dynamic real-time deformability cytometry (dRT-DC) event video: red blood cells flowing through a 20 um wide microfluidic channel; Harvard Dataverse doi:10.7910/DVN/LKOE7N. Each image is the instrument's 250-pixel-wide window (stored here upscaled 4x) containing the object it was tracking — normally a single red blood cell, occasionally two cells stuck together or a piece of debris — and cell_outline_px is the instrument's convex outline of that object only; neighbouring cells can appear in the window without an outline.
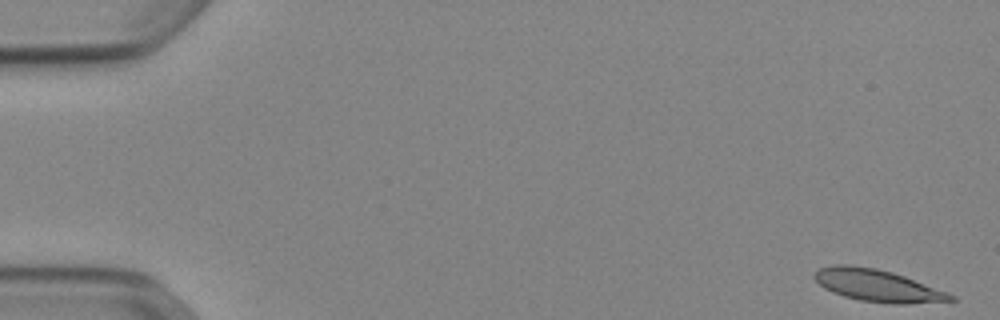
{"species": "Egyptian fruit bat (a non-hibernating species)", "species_latin": "Rousettus aegyptiacus", "temperature_condition": "cold", "stored_images_in_passage": 52, "camera_frame_rate_fps": 3000, "um_per_image_px": 0.085, "animal": {"sex": "female"}, "frame": {"image": 1, "passage_image": 1, "time_ms": 0.0, "image_size_px": [1000, 320], "cell_outline_px": [[956, 300], [908, 304], [892, 304], [860, 300], [844, 296], [832, 292], [824, 288], [812, 276], [820, 268], [832, 264], [848, 264], [876, 268], [892, 272], [904, 276], [948, 292], [956, 296]], "centroid_in_image_um": [74.59, 24.27], "position_along_channel_um": 10.4, "area_um2": 25.49}}
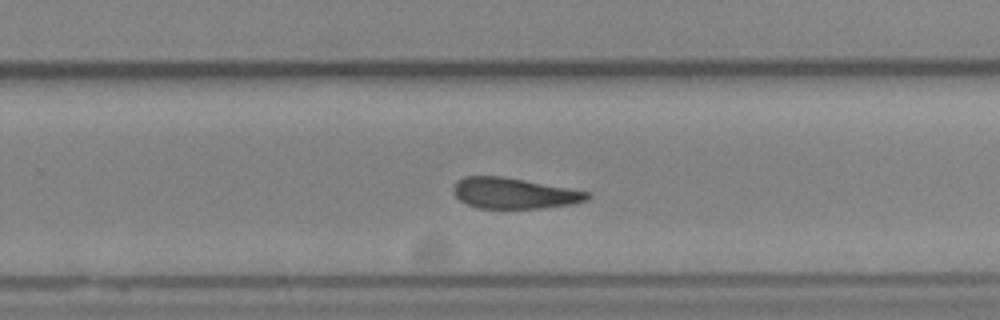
{"frame": {"image": 2, "passage_image": 34, "time_ms": 11.0, "image_size_px": [1000, 320], "cell_outline_px": [[592, 196], [588, 200], [572, 204], [544, 208], [476, 208], [460, 200], [452, 192], [452, 188], [456, 180], [464, 176], [504, 176], [568, 188], [588, 192]], "centroid_in_image_um": [43.67, 16.42], "position_along_channel_um": 286.1, "area_um2": 24.16}}
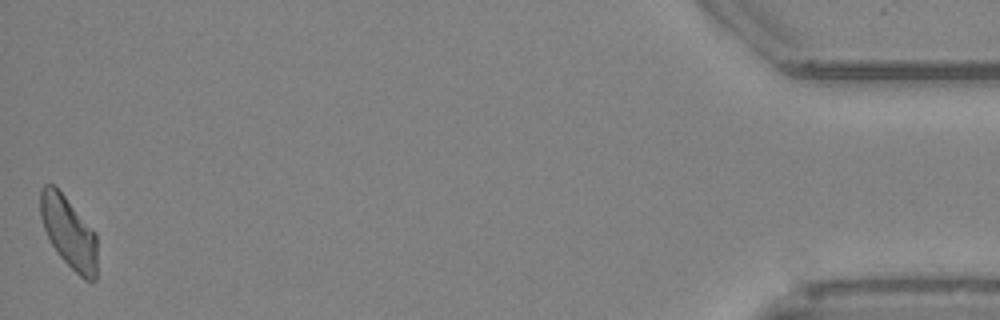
{"frame": {"image": 3, "passage_image": 52, "time_ms": 17.0, "image_size_px": [1000, 320], "cell_outline_px": [[96, 280], [92, 284], [84, 280], [60, 256], [52, 244], [44, 228], [40, 216], [40, 188], [44, 184], [52, 184], [64, 196], [96, 232]], "centroid_in_image_um": [5.85, 19.77], "position_along_channel_um": 429.3, "area_um2": 23.47}, "authors_computed_cell_mechanics": {"area_um2": 25.0563, "velocity_mm_per_s": 3.8561, "shape_relaxation_time_tau1_ms": 8.4606, "shape_relaxation_time_tau2_ms": 7.4649, "deformation_change_tau1": 0.1835, "deformation_change_tau2": 0.1804}}